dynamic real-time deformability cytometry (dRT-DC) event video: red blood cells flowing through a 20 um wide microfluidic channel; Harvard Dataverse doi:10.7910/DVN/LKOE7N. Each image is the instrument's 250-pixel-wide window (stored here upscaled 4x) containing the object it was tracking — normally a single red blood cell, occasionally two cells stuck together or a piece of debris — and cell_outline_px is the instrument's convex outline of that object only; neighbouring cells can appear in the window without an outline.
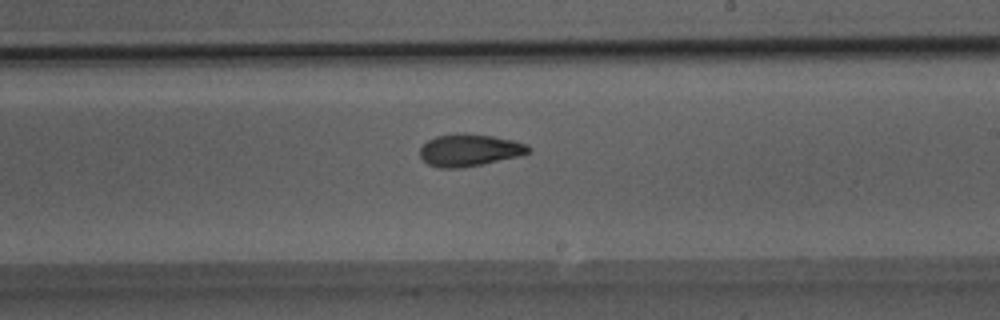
{"species": "Egyptian fruit bat (a non-hibernating species)", "species_latin": "Rousettus aegyptiacus", "temperature_condition": "room temperature", "stored_images_in_passage": 50, "camera_frame_rate_fps": 3000, "um_per_image_px": 0.085, "animal": {"sex": "male"}, "frame": {"image": 1, "passage_image": 30, "time_ms": 9.667, "image_size_px": [1000, 320], "cell_outline_px": [[532, 152], [520, 156], [460, 168], [440, 168], [428, 164], [420, 156], [420, 148], [428, 140], [436, 136], [464, 132], [492, 136], [512, 140], [528, 144], [532, 148]], "centroid_in_image_um": [39.93, 12.75], "position_along_channel_um": 249.1, "area_um2": 20.4}}
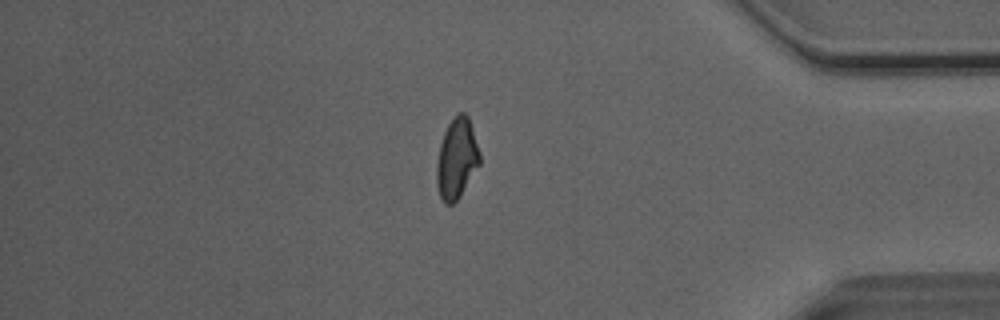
{"frame": {"image": 2, "passage_image": 43, "time_ms": 14.0, "image_size_px": [1000, 320], "cell_outline_px": [[480, 164], [460, 196], [452, 204], [444, 204], [440, 196], [436, 184], [436, 164], [440, 144], [444, 132], [452, 116], [456, 112], [464, 112], [468, 116], [480, 152]], "centroid_in_image_um": [38.81, 13.46], "position_along_channel_um": 396.4, "area_um2": 20.35}}
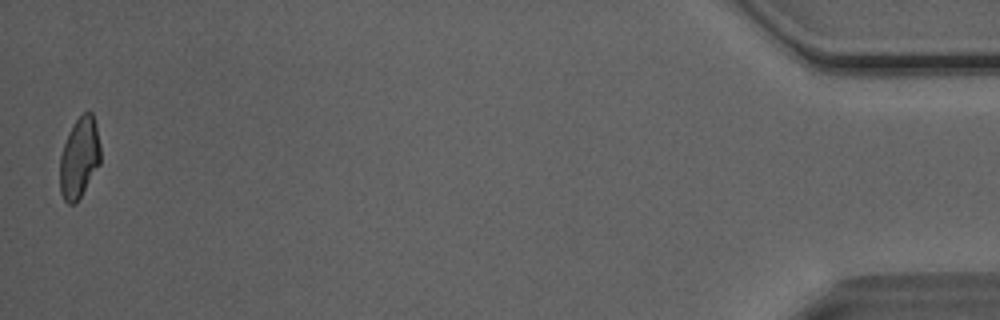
{"frame": {"image": 3, "passage_image": 50, "time_ms": 16.333, "image_size_px": [1000, 320], "cell_outline_px": [[100, 164], [76, 204], [68, 204], [64, 200], [60, 192], [60, 156], [68, 132], [76, 120], [84, 112], [92, 112], [96, 124], [100, 148]], "centroid_in_image_um": [6.74, 13.43], "position_along_channel_um": 428.5, "area_um2": 19.07}, "authors_computed_cell_mechanics": {"area_um2": 20.4323, "velocity_mm_per_s": 4.0874, "shape_relaxation_time_tau1_ms": 7.8735, "shape_relaxation_time_tau2_ms": 3.0015, "deformation_change_tau1": 0.2036, "deformation_change_tau2": 0.0923}}